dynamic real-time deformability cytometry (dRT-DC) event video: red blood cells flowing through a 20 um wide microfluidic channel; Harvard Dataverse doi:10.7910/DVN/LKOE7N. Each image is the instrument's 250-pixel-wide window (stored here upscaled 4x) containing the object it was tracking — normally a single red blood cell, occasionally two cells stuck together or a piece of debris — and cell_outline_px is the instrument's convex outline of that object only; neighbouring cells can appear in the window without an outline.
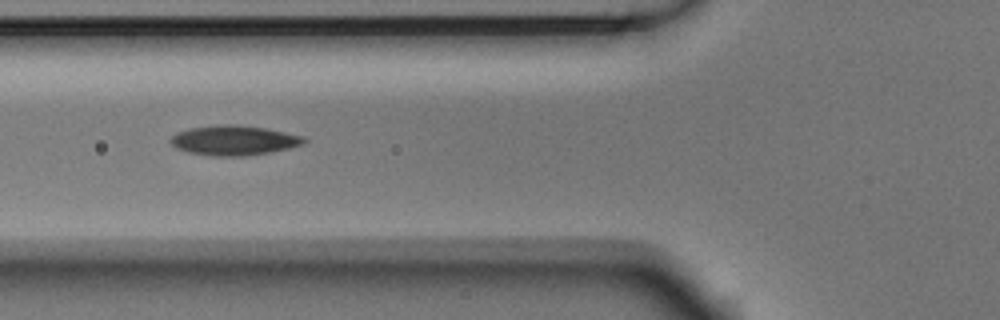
{"species": "Egyptian fruit bat (a non-hibernating species)", "species_latin": "Rousettus aegyptiacus", "temperature_condition": "room temperature", "stored_images_in_passage": 3, "camera_frame_rate_fps": 3000, "um_per_image_px": 0.085, "animal": {"sex": "male"}, "frame": {"image": 1, "passage_image": 2, "time_ms": 0.333, "image_size_px": [1000, 320], "cell_outline_px": [[308, 140], [304, 144], [272, 152], [244, 156], [212, 156], [188, 152], [176, 148], [168, 140], [176, 132], [188, 128], [220, 124], [232, 124], [264, 128], [304, 136]], "centroid_in_image_um": [19.87, 11.93], "position_along_channel_um": 105.9, "area_um2": 23.29}}
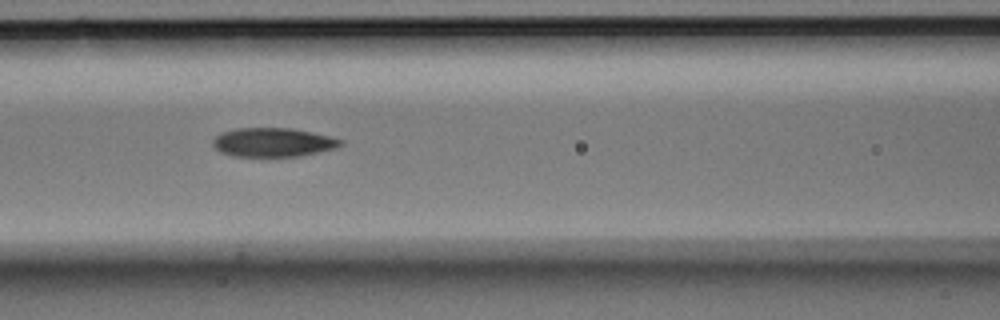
{"frame": {"image": 2, "passage_image": 3, "time_ms": 0.667, "image_size_px": [1000, 320], "cell_outline_px": [[344, 144], [336, 148], [300, 156], [232, 156], [220, 152], [212, 144], [212, 140], [220, 132], [236, 128], [292, 128], [312, 132], [344, 140]], "centroid_in_image_um": [23.2, 12.09], "position_along_channel_um": 143.4, "area_um2": 21.62}}